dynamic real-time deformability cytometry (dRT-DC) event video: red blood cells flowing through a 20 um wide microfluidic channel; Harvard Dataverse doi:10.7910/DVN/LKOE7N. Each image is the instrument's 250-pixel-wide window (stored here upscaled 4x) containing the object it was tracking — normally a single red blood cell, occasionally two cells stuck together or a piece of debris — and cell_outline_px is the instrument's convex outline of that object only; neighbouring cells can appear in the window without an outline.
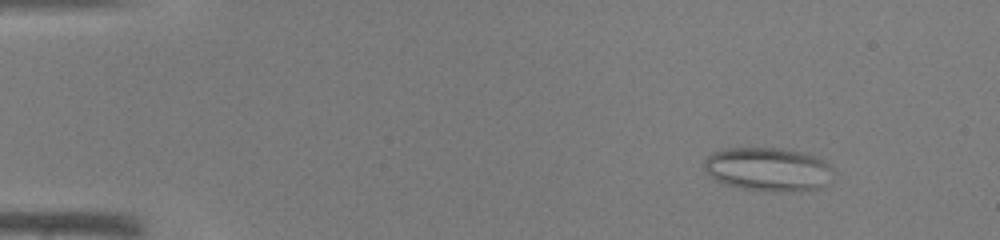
{"species": "common noctule bat (a hibernating species)", "species_latin": "Nyctalus noctula", "temperature_condition": "warm", "stored_images_in_passage": 45, "camera_frame_rate_fps": 3000, "um_per_image_px": 0.085, "animal": {"sex": "male", "body_mass_g": 19.0, "forearm_length_mm": 50.8}, "frame": {"image": 1, "passage_image": 6, "time_ms": 1.667, "image_size_px": [1000, 240], "cell_outline_px": [[832, 168], [824, 184], [820, 188], [744, 188], [724, 184], [716, 180], [704, 168], [704, 160], [712, 152], [728, 148], [780, 148], [804, 152], [816, 156], [824, 160]], "centroid_in_image_um": [65.21, 14.31], "position_along_channel_um": 19.8, "area_um2": 31.33}}
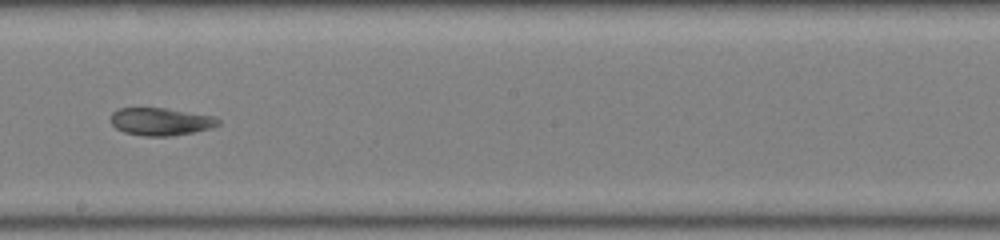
{"frame": {"image": 2, "passage_image": 27, "time_ms": 8.667, "image_size_px": [1000, 240], "cell_outline_px": [[220, 124], [208, 128], [192, 132], [172, 136], [144, 136], [124, 132], [116, 128], [112, 124], [112, 112], [120, 108], [164, 108], [216, 116], [220, 120]], "centroid_in_image_um": [13.67, 10.33], "position_along_channel_um": 234.5, "area_um2": 17.17}}
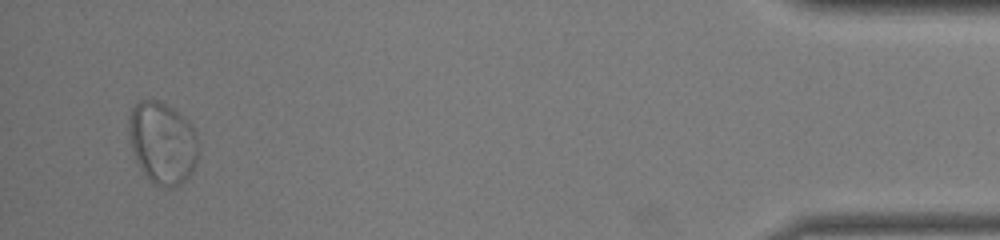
{"frame": {"image": 3, "passage_image": 44, "time_ms": 14.333, "image_size_px": [1000, 240], "cell_outline_px": [[196, 160], [192, 172], [180, 184], [172, 188], [168, 188], [148, 180], [144, 176], [136, 160], [128, 136], [128, 120], [132, 108], [140, 100], [156, 100], [172, 108], [184, 116], [196, 132]], "centroid_in_image_um": [13.77, 12.14], "position_along_channel_um": 421.4, "area_um2": 33.06}}